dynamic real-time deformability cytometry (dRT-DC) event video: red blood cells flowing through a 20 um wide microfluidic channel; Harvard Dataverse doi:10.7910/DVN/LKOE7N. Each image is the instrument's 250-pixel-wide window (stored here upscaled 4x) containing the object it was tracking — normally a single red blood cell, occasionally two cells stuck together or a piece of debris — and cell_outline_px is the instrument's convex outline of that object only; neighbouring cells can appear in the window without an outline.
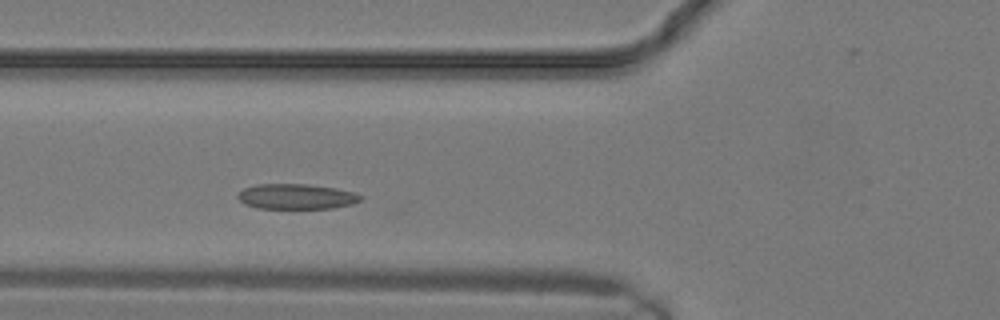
{"species": "common noctule bat (a hibernating species)", "species_latin": "Nyctalus noctula", "temperature_condition": "warm", "stored_images_in_passage": 8, "camera_frame_rate_fps": 3000, "um_per_image_px": 0.085, "animal": {"sex": "male", "body_mass_g": 19.2, "forearm_length_mm": 51.8}, "frame": {"image": 1, "passage_image": 5, "time_ms": 1.333, "image_size_px": [1000, 320], "cell_outline_px": [[364, 196], [360, 200], [352, 204], [332, 208], [260, 208], [244, 204], [236, 196], [244, 188], [256, 184], [308, 184], [336, 188], [352, 192]], "centroid_in_image_um": [25.19, 16.7], "position_along_channel_um": 100.6, "area_um2": 17.98}}
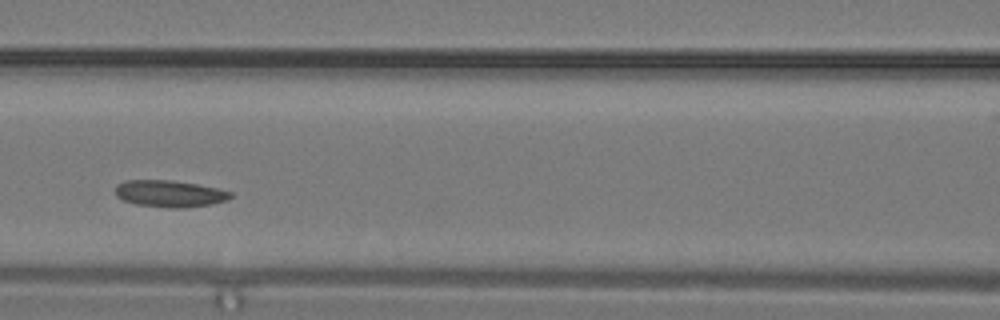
{"frame": {"image": 2, "passage_image": 7, "time_ms": 2.0, "image_size_px": [1000, 320], "cell_outline_px": [[232, 196], [228, 200], [212, 204], [176, 208], [168, 208], [136, 204], [124, 200], [116, 196], [116, 184], [124, 180], [172, 180], [220, 188], [232, 192]], "centroid_in_image_um": [14.43, 16.45], "position_along_channel_um": 152.2, "area_um2": 18.03}}